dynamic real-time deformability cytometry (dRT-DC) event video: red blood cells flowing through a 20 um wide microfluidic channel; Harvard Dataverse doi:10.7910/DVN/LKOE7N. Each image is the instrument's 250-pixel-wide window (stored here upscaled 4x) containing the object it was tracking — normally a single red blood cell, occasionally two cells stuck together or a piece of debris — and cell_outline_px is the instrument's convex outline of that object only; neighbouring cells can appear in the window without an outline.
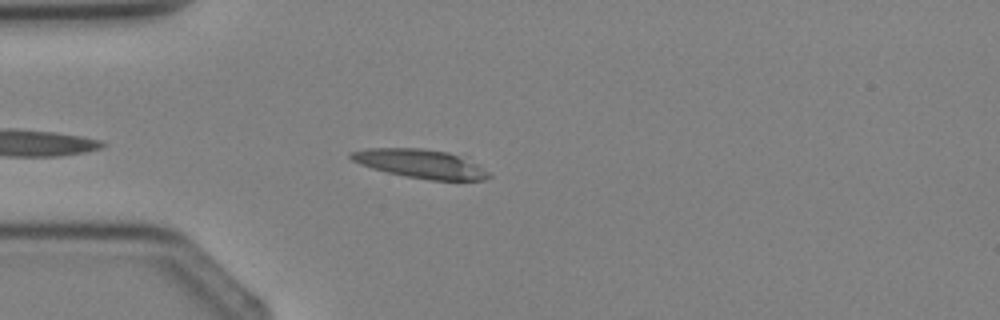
{"species": "Egyptian fruit bat (a non-hibernating species)", "species_latin": "Rousettus aegyptiacus", "temperature_condition": "cold", "stored_images_in_passage": 3, "camera_frame_rate_fps": 3000, "um_per_image_px": 0.085, "animal": {"sex": "female"}, "frame": {"image": 1, "passage_image": 3, "time_ms": 3.333, "image_size_px": [1000, 320], "cell_outline_px": [[492, 176], [484, 180], [428, 180], [388, 172], [372, 168], [360, 164], [352, 160], [348, 156], [348, 152], [368, 148], [424, 148], [448, 152], [476, 164], [488, 172]], "centroid_in_image_um": [35.69, 13.91], "position_along_channel_um": 49.3, "area_um2": 22.83}}